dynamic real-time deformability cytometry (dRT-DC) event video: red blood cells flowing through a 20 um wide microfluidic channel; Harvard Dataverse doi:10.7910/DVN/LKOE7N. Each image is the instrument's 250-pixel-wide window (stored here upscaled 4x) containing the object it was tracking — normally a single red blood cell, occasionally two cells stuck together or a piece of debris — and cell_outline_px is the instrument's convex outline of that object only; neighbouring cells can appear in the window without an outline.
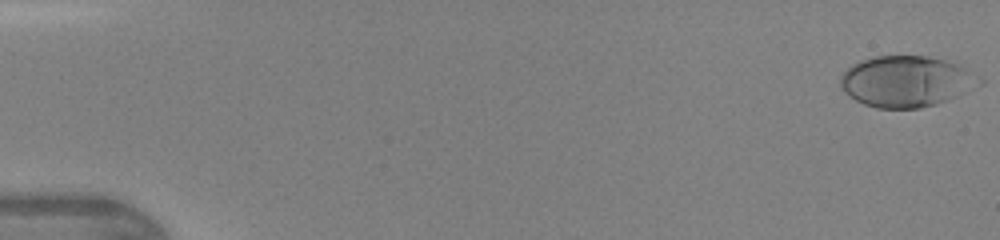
{"species": "human", "species_latin": "Homo sapiens", "temperature_condition": "warm", "stored_images_in_passage": 45, "camera_frame_rate_fps": 3000, "um_per_image_px": 0.085, "donor": {"sex": "female"}, "frame": {"image": 1, "passage_image": 1, "time_ms": 0.0, "image_size_px": [1000, 240], "cell_outline_px": [[964, 72], [952, 96], [936, 104], [920, 108], [876, 108], [864, 104], [856, 100], [840, 84], [840, 76], [852, 64], [860, 60], [876, 56], [928, 56], [944, 60], [956, 64], [964, 68]], "centroid_in_image_um": [76.63, 6.9], "position_along_channel_um": 8.4, "area_um2": 37.86}}
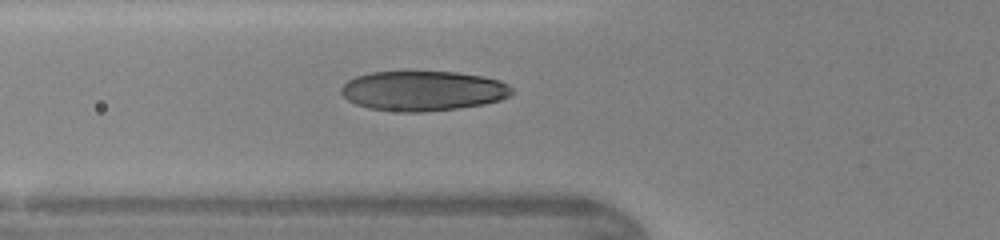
{"frame": {"image": 2, "passage_image": 17, "time_ms": 5.333, "image_size_px": [1000, 240], "cell_outline_px": [[516, 92], [500, 100], [484, 104], [456, 108], [424, 112], [404, 112], [368, 108], [356, 104], [348, 100], [340, 92], [340, 88], [348, 80], [356, 76], [372, 72], [456, 72], [480, 76], [500, 80], [508, 84]], "centroid_in_image_um": [35.96, 7.72], "position_along_channel_um": 89.8, "area_um2": 39.65}}
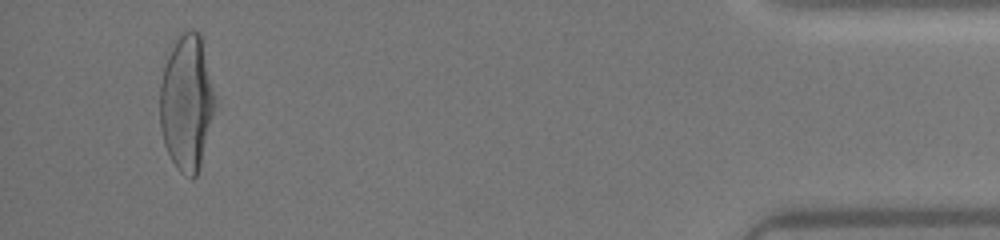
{"frame": {"image": 3, "passage_image": 43, "time_ms": 14.0, "image_size_px": [1000, 240], "cell_outline_px": [[216, 104], [200, 164], [196, 176], [192, 180], [184, 176], [176, 168], [164, 144], [160, 128], [160, 84], [164, 68], [168, 56], [176, 40], [184, 32], [200, 32], [216, 96]], "centroid_in_image_um": [15.87, 8.77], "position_along_channel_um": 419.3, "area_um2": 43.29}}